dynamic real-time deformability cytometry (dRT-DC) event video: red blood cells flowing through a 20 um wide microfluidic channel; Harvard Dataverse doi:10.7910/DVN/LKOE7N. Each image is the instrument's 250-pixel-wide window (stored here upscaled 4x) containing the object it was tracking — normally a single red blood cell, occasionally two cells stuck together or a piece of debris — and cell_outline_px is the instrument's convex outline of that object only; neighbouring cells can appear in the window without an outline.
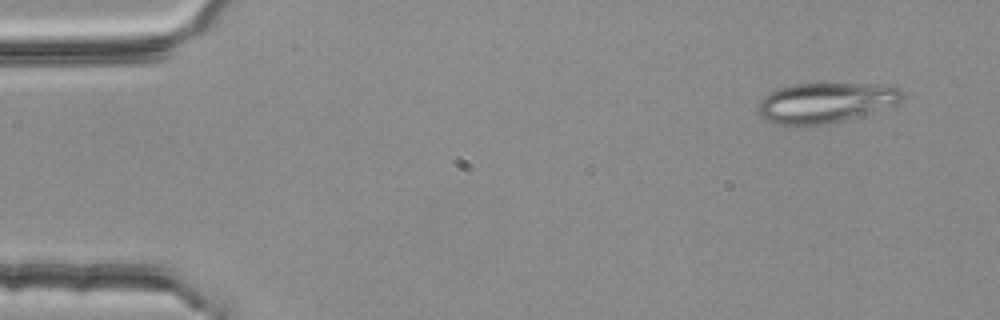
{"species": "common noctule bat (a hibernating species)", "species_latin": "Nyctalus noctula", "temperature_condition": "room temperature", "stored_images_in_passage": 4, "camera_frame_rate_fps": 3000, "um_per_image_px": 0.085, "animal": {"sex": "female", "body_mass_g": 25.1}, "frame": {"image": 1, "passage_image": 1, "time_ms": 0.0, "image_size_px": [1000, 320], "cell_outline_px": [[904, 96], [896, 104], [844, 120], [824, 124], [772, 124], [764, 120], [756, 112], [756, 108], [760, 100], [768, 92], [776, 88], [792, 84], [820, 80], [888, 84], [900, 88], [904, 92]], "centroid_in_image_um": [70.15, 8.64], "position_along_channel_um": 14.9, "area_um2": 35.2}}